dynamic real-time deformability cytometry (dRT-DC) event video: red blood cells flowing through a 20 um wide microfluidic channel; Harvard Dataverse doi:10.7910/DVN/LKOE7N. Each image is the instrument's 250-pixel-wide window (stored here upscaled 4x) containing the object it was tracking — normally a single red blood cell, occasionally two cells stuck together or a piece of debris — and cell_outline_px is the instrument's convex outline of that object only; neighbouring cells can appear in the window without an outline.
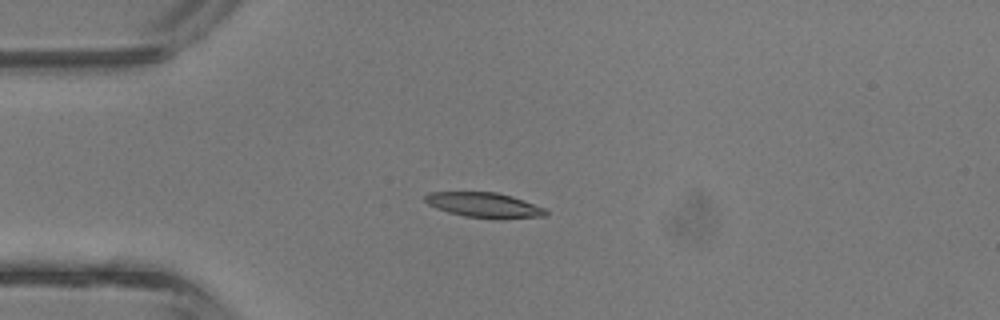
{"species": "common noctule bat (a hibernating species)", "species_latin": "Nyctalus noctula", "temperature_condition": "room temperature", "stored_images_in_passage": 3, "camera_frame_rate_fps": 3000, "um_per_image_px": 0.085, "animal": {"sex": "male", "body_mass_g": 13.3}, "frame": {"image": 1, "passage_image": 3, "time_ms": 0.667, "image_size_px": [1000, 320], "cell_outline_px": [[548, 216], [500, 220], [464, 216], [448, 212], [436, 208], [428, 204], [424, 200], [424, 196], [428, 192], [496, 192], [512, 196], [544, 208], [548, 212]], "centroid_in_image_um": [41.17, 17.45], "position_along_channel_um": 43.8, "area_um2": 17.86}}